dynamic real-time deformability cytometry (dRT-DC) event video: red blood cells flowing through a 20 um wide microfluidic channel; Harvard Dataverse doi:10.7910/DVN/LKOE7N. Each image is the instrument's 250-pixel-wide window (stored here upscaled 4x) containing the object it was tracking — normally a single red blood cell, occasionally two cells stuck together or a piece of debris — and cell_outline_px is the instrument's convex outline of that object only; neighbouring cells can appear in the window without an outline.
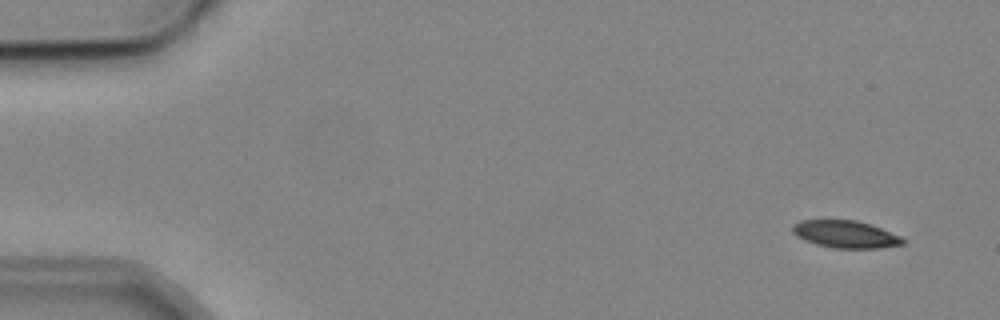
{"species": "common noctule bat (a hibernating species)", "species_latin": "Nyctalus noctula", "temperature_condition": "cold", "stored_images_in_passage": 4, "camera_frame_rate_fps": 3000, "um_per_image_px": 0.085, "animal": {"sex": "male", "body_mass_g": 19.2, "forearm_length_mm": 51.8}, "frame": {"image": 1, "passage_image": 1, "time_ms": 0.0, "image_size_px": [1000, 320], "cell_outline_px": [[908, 240], [904, 244], [880, 248], [832, 248], [816, 244], [804, 240], [796, 236], [792, 232], [792, 224], [800, 220], [856, 220], [880, 228], [900, 236]], "centroid_in_image_um": [71.85, 19.91], "position_along_channel_um": 13.1, "area_um2": 17.63}}
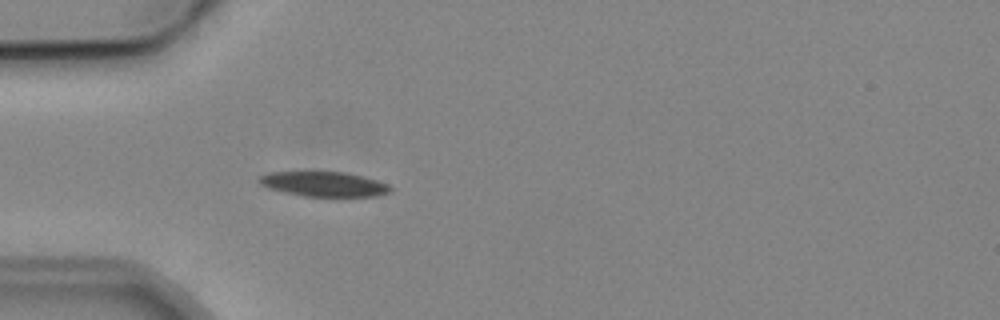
{"frame": {"image": 2, "passage_image": 4, "time_ms": 4.333, "image_size_px": [1000, 320], "cell_outline_px": [[392, 192], [380, 196], [304, 196], [284, 192], [268, 188], [260, 184], [256, 180], [260, 176], [268, 172], [344, 172], [364, 176], [388, 184], [392, 188]], "centroid_in_image_um": [27.55, 15.65], "position_along_channel_um": 57.5, "area_um2": 19.07}}